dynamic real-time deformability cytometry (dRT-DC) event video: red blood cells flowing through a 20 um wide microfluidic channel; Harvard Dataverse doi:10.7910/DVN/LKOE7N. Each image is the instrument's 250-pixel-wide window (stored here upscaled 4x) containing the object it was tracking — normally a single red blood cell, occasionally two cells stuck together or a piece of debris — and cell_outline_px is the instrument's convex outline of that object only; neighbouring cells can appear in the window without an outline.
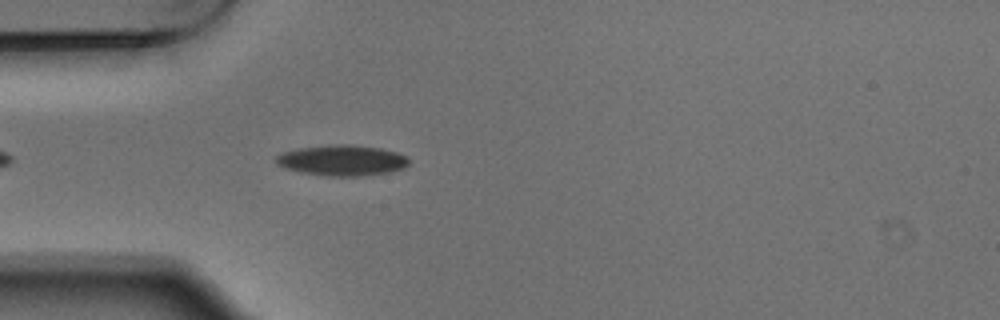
{"species": "Egyptian fruit bat (a non-hibernating species)", "species_latin": "Rousettus aegyptiacus", "temperature_condition": "warm", "stored_images_in_passage": 4, "camera_frame_rate_fps": 3000, "um_per_image_px": 0.085, "animal": {"sex": "male"}, "frame": {"image": 1, "passage_image": 4, "time_ms": 1.0, "image_size_px": [1000, 320], "cell_outline_px": [[408, 164], [404, 168], [388, 172], [356, 176], [328, 176], [304, 172], [284, 168], [276, 164], [276, 156], [284, 152], [300, 148], [328, 144], [352, 144], [380, 148], [396, 152], [408, 156]], "centroid_in_image_um": [29.08, 13.61], "position_along_channel_um": 55.9, "area_um2": 23.64}}